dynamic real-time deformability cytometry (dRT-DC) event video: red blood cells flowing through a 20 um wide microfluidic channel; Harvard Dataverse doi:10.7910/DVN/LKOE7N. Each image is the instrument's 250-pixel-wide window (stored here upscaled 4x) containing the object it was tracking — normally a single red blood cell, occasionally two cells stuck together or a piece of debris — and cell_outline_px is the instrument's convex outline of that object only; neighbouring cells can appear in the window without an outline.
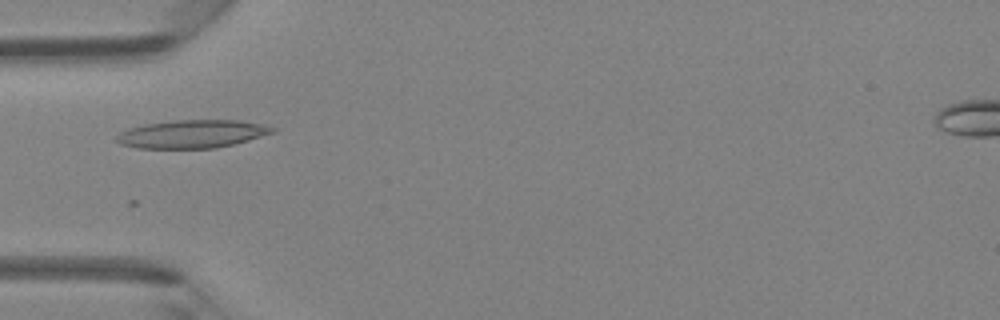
{"species": "Egyptian fruit bat (a non-hibernating species)", "species_latin": "Rousettus aegyptiacus", "temperature_condition": "room temperature", "stored_images_in_passage": 5, "camera_frame_rate_fps": 3000, "um_per_image_px": 0.085, "animal": {"sex": "female"}, "frame": {"image": 1, "passage_image": 5, "time_ms": 5.333, "image_size_px": [1000, 320], "cell_outline_px": [[276, 132], [248, 140], [216, 148], [136, 148], [120, 144], [116, 140], [116, 136], [120, 132], [128, 128], [144, 124], [176, 120], [240, 120], [260, 124], [276, 128]], "centroid_in_image_um": [16.31, 11.38], "position_along_channel_um": 68.7, "area_um2": 25.49}}